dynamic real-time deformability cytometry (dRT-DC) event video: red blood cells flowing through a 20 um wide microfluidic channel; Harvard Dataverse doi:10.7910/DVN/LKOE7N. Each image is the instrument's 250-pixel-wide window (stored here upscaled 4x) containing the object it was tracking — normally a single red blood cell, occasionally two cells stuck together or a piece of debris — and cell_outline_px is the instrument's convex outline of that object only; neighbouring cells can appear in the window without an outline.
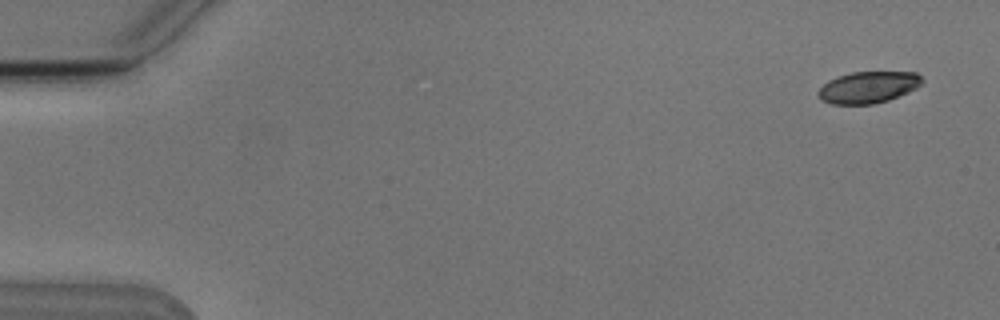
{"species": "Egyptian fruit bat (a non-hibernating species)", "species_latin": "Rousettus aegyptiacus", "temperature_condition": "cold", "stored_images_in_passage": 6, "camera_frame_rate_fps": 3000, "um_per_image_px": 0.085, "animal": {"sex": "male"}, "frame": {"image": 1, "passage_image": 1, "time_ms": 0.0, "image_size_px": [1000, 320], "cell_outline_px": [[924, 80], [916, 88], [908, 92], [888, 100], [872, 104], [832, 104], [820, 100], [816, 92], [828, 80], [836, 76], [852, 72], [916, 72]], "centroid_in_image_um": [73.76, 7.41], "position_along_channel_um": 11.2, "area_um2": 19.19}}